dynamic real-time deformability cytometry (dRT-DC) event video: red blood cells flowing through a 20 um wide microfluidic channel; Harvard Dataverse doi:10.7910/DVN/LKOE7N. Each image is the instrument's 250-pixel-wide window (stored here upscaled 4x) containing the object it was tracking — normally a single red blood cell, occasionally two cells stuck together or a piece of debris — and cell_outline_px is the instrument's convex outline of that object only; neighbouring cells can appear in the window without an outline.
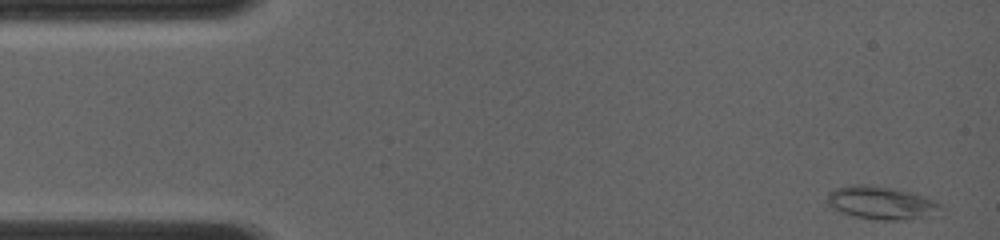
{"species": "common noctule bat (a hibernating species)", "species_latin": "Nyctalus noctula", "temperature_condition": "room temperature", "stored_images_in_passage": 75, "camera_frame_rate_fps": 4000, "um_per_image_px": 0.085, "animal": {"sex": "female", "body_mass_g": 19.0, "forearm_length_mm": 56.7}, "frame": {"image": 1, "passage_image": 1, "time_ms": 0.0, "image_size_px": [1000, 240], "cell_outline_px": [[944, 208], [920, 216], [904, 220], [884, 220], [852, 216], [828, 204], [824, 200], [828, 192], [836, 188], [848, 184], [868, 184], [912, 192], [932, 200], [940, 204]], "centroid_in_image_um": [74.8, 17.21], "position_along_channel_um": 10.2, "area_um2": 21.33}}
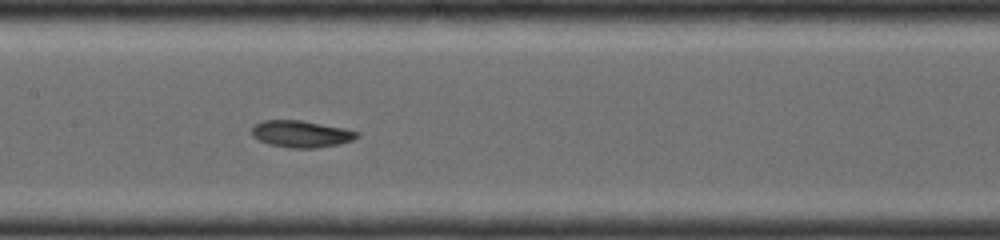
{"frame": {"image": 2, "passage_image": 33, "time_ms": 6.5, "image_size_px": [1000, 240], "cell_outline_px": [[360, 136], [352, 140], [340, 144], [316, 148], [288, 148], [268, 144], [252, 136], [252, 128], [256, 124], [264, 120], [300, 120], [344, 128], [360, 132]], "centroid_in_image_um": [25.62, 11.39], "position_along_channel_um": 181.8, "area_um2": 16.47}}
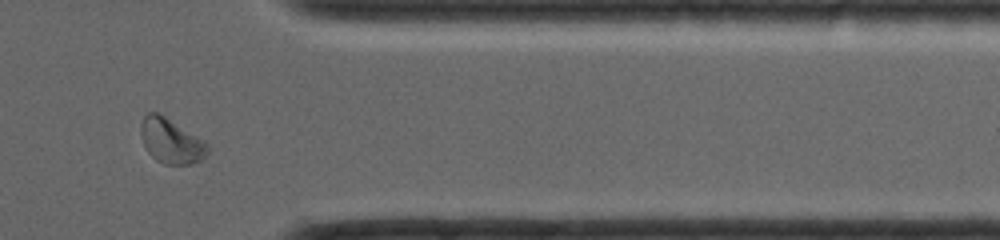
{"frame": {"image": 3, "passage_image": 68, "time_ms": 11.5, "image_size_px": [1000, 240], "cell_outline_px": [[208, 152], [200, 160], [192, 164], [164, 164], [156, 160], [148, 152], [144, 144], [140, 132], [140, 124], [144, 116], [148, 112], [156, 112], [164, 116], [208, 144]], "centroid_in_image_um": [14.5, 11.99], "position_along_channel_um": 396.9, "area_um2": 17.05}}